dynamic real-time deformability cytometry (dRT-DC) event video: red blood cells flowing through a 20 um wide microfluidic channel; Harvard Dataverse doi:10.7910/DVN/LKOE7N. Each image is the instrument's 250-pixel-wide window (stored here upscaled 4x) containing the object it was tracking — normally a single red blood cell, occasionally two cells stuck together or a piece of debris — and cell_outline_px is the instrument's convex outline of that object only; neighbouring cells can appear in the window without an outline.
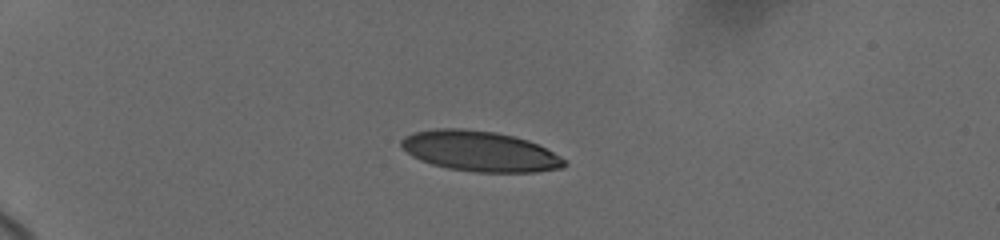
{"species": "human", "species_latin": "Homo sapiens", "temperature_condition": "cold", "stored_images_in_passage": 10, "camera_frame_rate_fps": 3000, "um_per_image_px": 0.085, "donor": {"sex": "female"}, "frame": {"image": 1, "passage_image": 3, "time_ms": 2.0, "image_size_px": [1000, 240], "cell_outline_px": [[568, 164], [564, 168], [536, 172], [476, 172], [448, 168], [432, 164], [420, 160], [412, 156], [400, 144], [400, 140], [404, 136], [412, 132], [436, 128], [464, 128], [496, 132], [516, 136], [528, 140], [560, 156]], "centroid_in_image_um": [40.78, 12.84], "position_along_channel_um": 44.2, "area_um2": 38.49}}
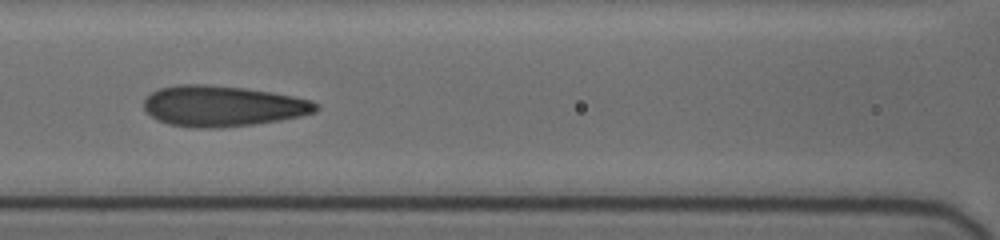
{"frame": {"image": 2, "passage_image": 7, "time_ms": 6.333, "image_size_px": [1000, 240], "cell_outline_px": [[320, 108], [316, 112], [300, 116], [280, 120], [256, 124], [220, 128], [192, 128], [168, 124], [156, 120], [144, 112], [144, 100], [152, 92], [160, 88], [176, 84], [208, 84], [244, 88], [272, 92], [312, 100], [320, 104]], "centroid_in_image_um": [18.91, 9.02], "position_along_channel_um": 147.7, "area_um2": 41.38}}
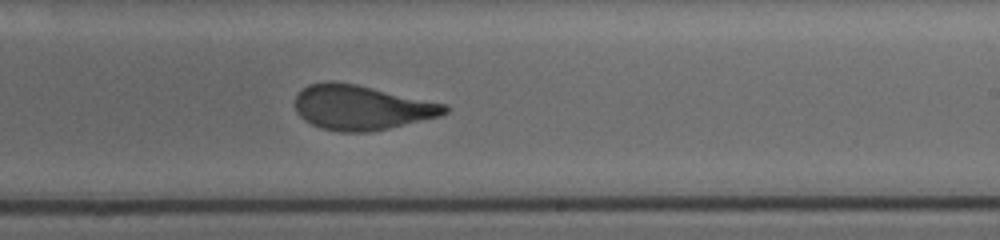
{"frame": {"image": 3, "passage_image": 10, "time_ms": 9.333, "image_size_px": [1000, 240], "cell_outline_px": [[448, 112], [440, 116], [388, 128], [368, 132], [340, 132], [320, 128], [304, 120], [296, 112], [296, 96], [308, 84], [328, 80], [332, 80], [356, 84], [448, 104]], "centroid_in_image_um": [30.72, 9.13], "position_along_channel_um": 258.3, "area_um2": 39.07}}